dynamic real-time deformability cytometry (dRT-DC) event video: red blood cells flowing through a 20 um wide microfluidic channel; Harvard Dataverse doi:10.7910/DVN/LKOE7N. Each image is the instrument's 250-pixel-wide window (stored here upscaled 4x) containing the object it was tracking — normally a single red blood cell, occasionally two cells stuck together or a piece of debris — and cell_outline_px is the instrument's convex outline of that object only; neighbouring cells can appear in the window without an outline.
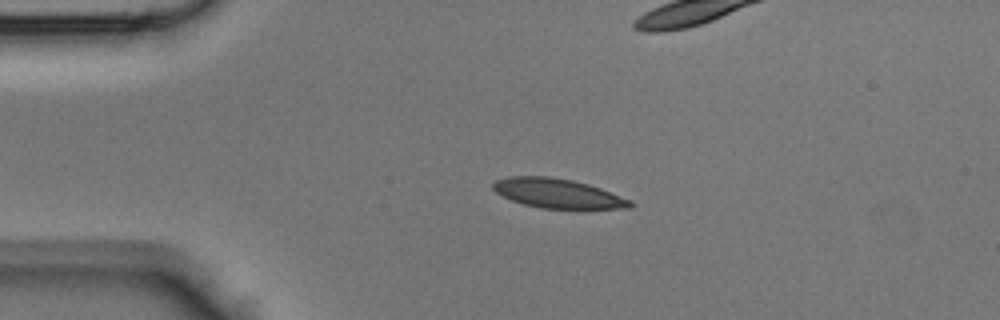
{"species": "Egyptian fruit bat (a non-hibernating species)", "species_latin": "Rousettus aegyptiacus", "temperature_condition": "room temperature", "stored_images_in_passage": 32, "camera_frame_rate_fps": 3000, "um_per_image_px": 0.085, "animal": {"sex": "male"}, "frame": {"image": 1, "passage_image": 3, "time_ms": 0.667, "image_size_px": [1000, 320], "cell_outline_px": [[636, 204], [632, 208], [540, 208], [524, 204], [512, 200], [496, 192], [492, 188], [492, 184], [496, 180], [508, 176], [552, 176], [572, 180], [588, 184], [600, 188], [632, 200]], "centroid_in_image_um": [47.42, 16.43], "position_along_channel_um": 37.6, "area_um2": 23.47}}
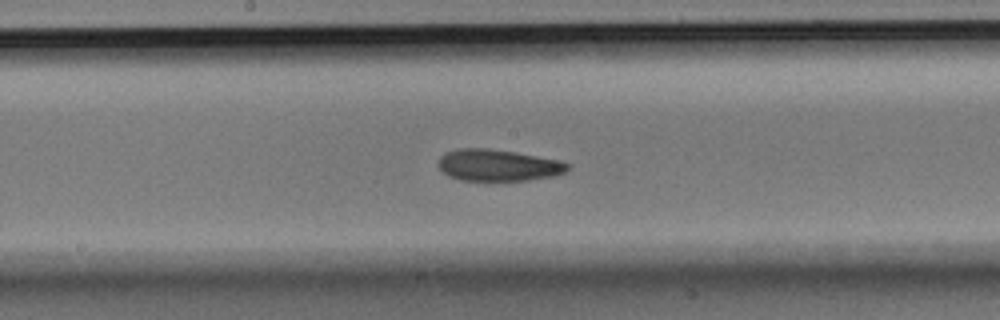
{"frame": {"image": 2, "passage_image": 16, "time_ms": 5.0, "image_size_px": [1000, 320], "cell_outline_px": [[572, 164], [564, 172], [556, 176], [528, 180], [460, 180], [448, 176], [440, 168], [440, 156], [448, 152], [460, 148], [484, 148], [512, 152], [560, 160]], "centroid_in_image_um": [42.38, 14.05], "position_along_channel_um": 205.8, "area_um2": 23.52}}
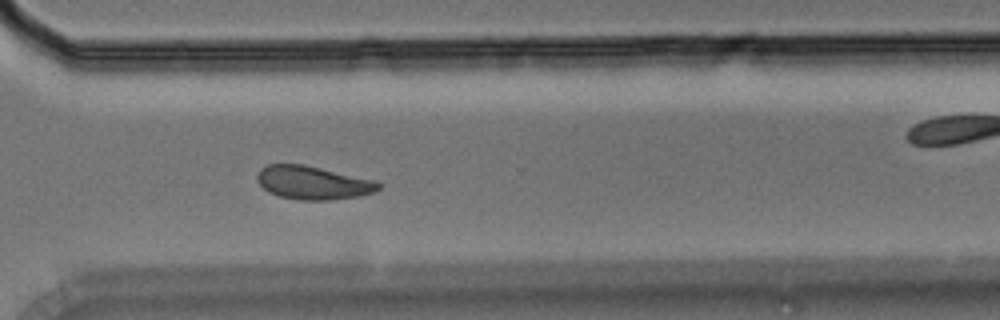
{"frame": {"image": 3, "passage_image": 25, "time_ms": 8.0, "image_size_px": [1000, 320], "cell_outline_px": [[380, 188], [376, 192], [360, 196], [332, 200], [300, 200], [280, 196], [268, 192], [256, 180], [256, 176], [260, 168], [268, 164], [304, 164], [376, 180], [380, 184]], "centroid_in_image_um": [26.61, 15.53], "position_along_channel_um": 344.0, "area_um2": 23.81}}